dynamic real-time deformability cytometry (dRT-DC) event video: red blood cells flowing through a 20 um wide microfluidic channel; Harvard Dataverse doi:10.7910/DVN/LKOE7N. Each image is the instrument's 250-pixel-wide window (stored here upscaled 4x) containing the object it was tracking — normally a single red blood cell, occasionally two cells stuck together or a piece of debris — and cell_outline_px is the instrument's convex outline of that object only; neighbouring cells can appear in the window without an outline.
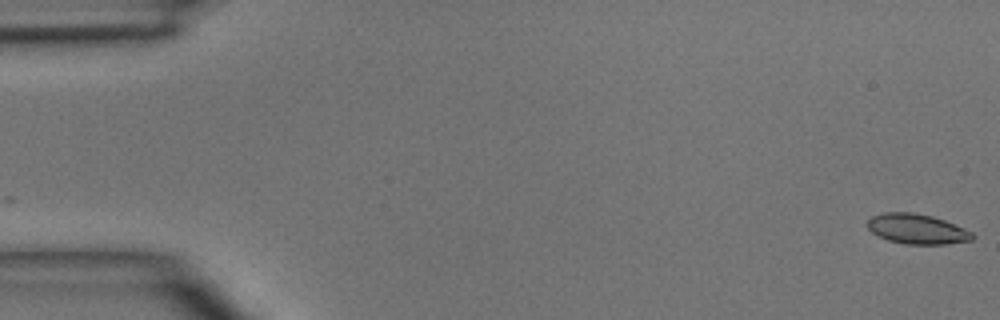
{"species": "common noctule bat (a hibernating species)", "species_latin": "Nyctalus noctula", "temperature_condition": "room temperature", "stored_images_in_passage": 14, "camera_frame_rate_fps": 3000, "um_per_image_px": 0.085, "animal": {"sex": "male", "body_mass_g": 15.6}, "frame": {"image": 1, "passage_image": 1, "time_ms": 0.0, "image_size_px": [1000, 320], "cell_outline_px": [[976, 236], [972, 240], [944, 244], [904, 244], [888, 240], [876, 236], [868, 228], [868, 220], [872, 216], [884, 212], [912, 212], [932, 216], [944, 220], [964, 228], [972, 232]], "centroid_in_image_um": [77.94, 19.46], "position_along_channel_um": 7.1, "area_um2": 18.38}}
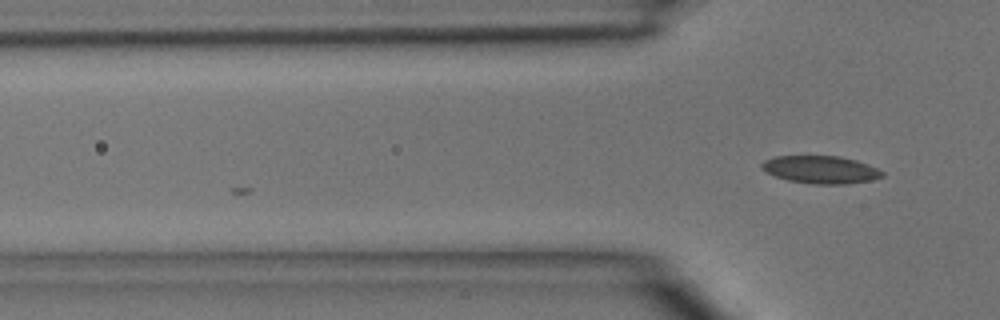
{"frame": {"image": 2, "passage_image": 14, "time_ms": 4.333, "image_size_px": [1000, 320], "cell_outline_px": [[884, 176], [872, 180], [848, 184], [812, 184], [788, 180], [776, 176], [760, 168], [760, 164], [764, 160], [776, 156], [840, 156], [856, 160], [868, 164], [884, 172]], "centroid_in_image_um": [69.77, 14.42], "position_along_channel_um": 56.0, "area_um2": 19.48}}